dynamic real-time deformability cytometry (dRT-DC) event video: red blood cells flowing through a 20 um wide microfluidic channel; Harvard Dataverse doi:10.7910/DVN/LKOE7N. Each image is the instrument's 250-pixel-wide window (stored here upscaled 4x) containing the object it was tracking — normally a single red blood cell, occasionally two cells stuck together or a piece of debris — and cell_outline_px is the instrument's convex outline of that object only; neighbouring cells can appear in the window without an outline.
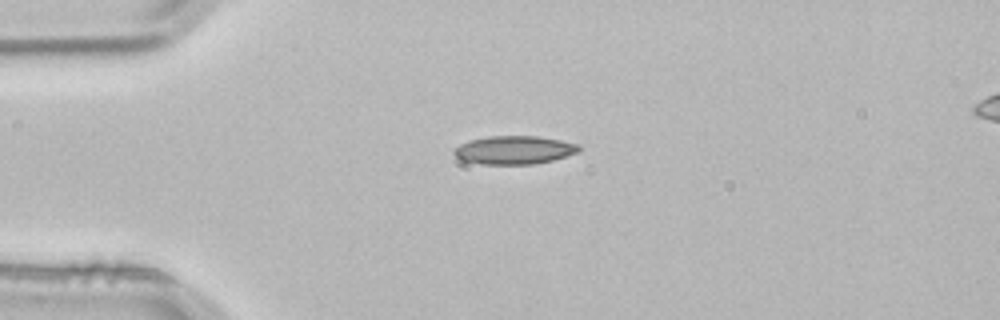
{"species": "common noctule bat (a hibernating species)", "species_latin": "Nyctalus noctula", "temperature_condition": "room temperature", "stored_images_in_passage": 1, "camera_frame_rate_fps": 3000, "um_per_image_px": 0.085, "animal": {"sex": "male", "body_mass_g": 21.5, "forearm_length_mm": 52.0}, "frame": {"image": 1, "passage_image": 1, "time_ms": 0.0, "image_size_px": [1000, 320], "cell_outline_px": [[580, 148], [576, 152], [552, 160], [532, 164], [480, 164], [464, 160], [456, 156], [452, 152], [460, 144], [472, 140], [488, 136], [536, 136], [560, 140], [580, 144]], "centroid_in_image_um": [43.7, 12.74], "position_along_channel_um": 41.3, "area_um2": 20.29}}